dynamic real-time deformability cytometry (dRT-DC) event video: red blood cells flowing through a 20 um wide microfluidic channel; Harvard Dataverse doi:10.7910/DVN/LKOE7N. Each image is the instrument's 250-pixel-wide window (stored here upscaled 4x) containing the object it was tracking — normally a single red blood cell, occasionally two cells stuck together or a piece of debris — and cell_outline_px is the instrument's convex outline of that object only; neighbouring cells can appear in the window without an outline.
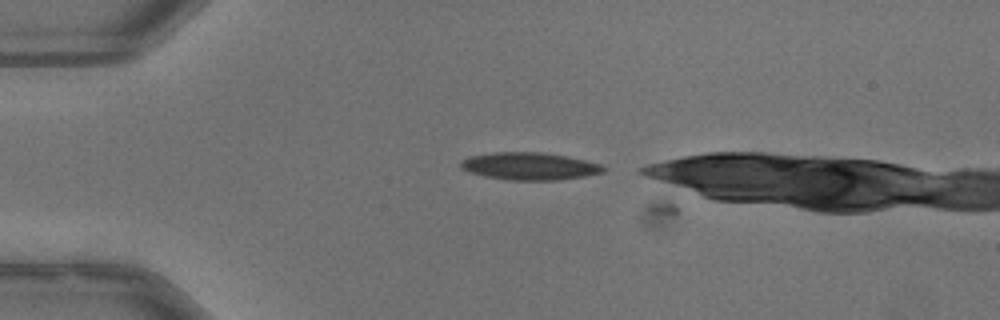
{"species": "common noctule bat (a hibernating species)", "species_latin": "Nyctalus noctula", "temperature_condition": "warm", "stored_images_in_passage": 8, "camera_frame_rate_fps": 3000, "um_per_image_px": 0.085, "animal": {"sex": "male", "body_mass_g": 13.3}, "frame": {"image": 1, "passage_image": 4, "time_ms": 1.0, "image_size_px": [1000, 320], "cell_outline_px": [[608, 168], [604, 172], [584, 176], [560, 180], [504, 180], [484, 176], [468, 172], [460, 168], [460, 160], [468, 156], [496, 152], [544, 152], [568, 156], [600, 164]], "centroid_in_image_um": [44.98, 14.12], "position_along_channel_um": 40.0, "area_um2": 23.12}}